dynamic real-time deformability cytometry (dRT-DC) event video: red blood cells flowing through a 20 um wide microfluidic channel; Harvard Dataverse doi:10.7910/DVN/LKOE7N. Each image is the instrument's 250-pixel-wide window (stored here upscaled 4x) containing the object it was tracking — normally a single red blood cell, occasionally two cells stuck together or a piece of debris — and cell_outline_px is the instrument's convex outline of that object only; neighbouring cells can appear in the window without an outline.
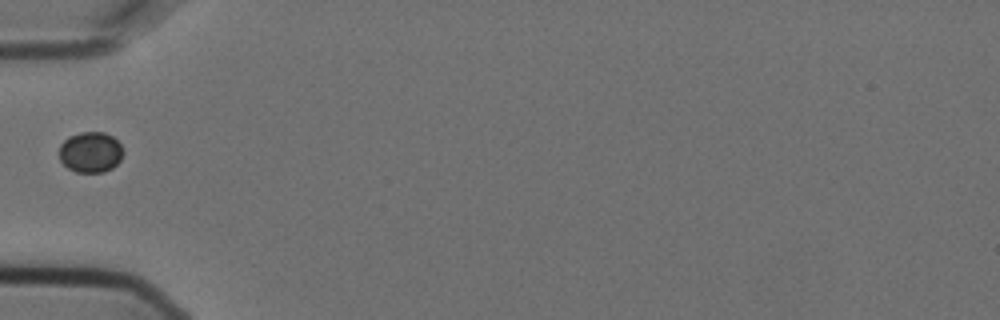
{"species": "Egyptian fruit bat (a non-hibernating species)", "species_latin": "Rousettus aegyptiacus", "temperature_condition": "cold", "stored_images_in_passage": 1, "camera_frame_rate_fps": 3000, "um_per_image_px": 0.085, "animal": {"sex": "female"}, "frame": {"image": 1, "passage_image": 1, "time_ms": 0.0, "image_size_px": [1000, 320], "cell_outline_px": [[124, 152], [120, 160], [112, 168], [104, 172], [76, 172], [68, 168], [60, 160], [60, 144], [68, 136], [80, 132], [104, 132], [112, 136], [124, 148]], "centroid_in_image_um": [7.71, 12.92], "position_along_channel_um": 77.3, "area_um2": 15.26}}